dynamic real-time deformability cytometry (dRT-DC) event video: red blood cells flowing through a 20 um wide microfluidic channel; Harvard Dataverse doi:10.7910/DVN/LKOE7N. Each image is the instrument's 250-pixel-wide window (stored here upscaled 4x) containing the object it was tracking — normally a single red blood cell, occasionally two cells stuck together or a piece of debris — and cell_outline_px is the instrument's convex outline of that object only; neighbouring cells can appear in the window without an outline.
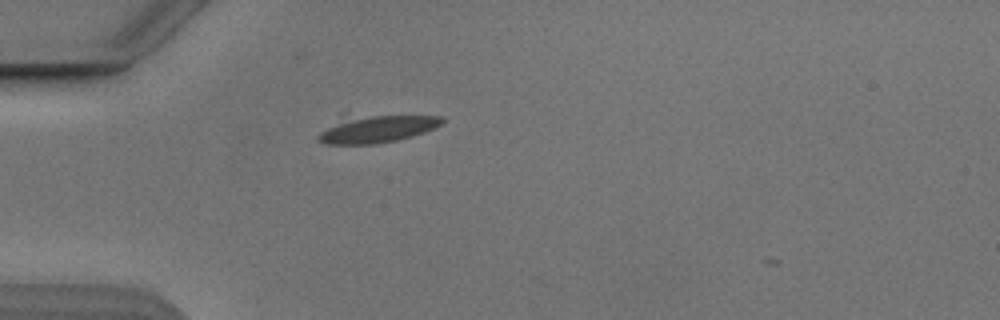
{"species": "Egyptian fruit bat (a non-hibernating species)", "species_latin": "Rousettus aegyptiacus", "temperature_condition": "cold", "stored_images_in_passage": 5, "camera_frame_rate_fps": 3000, "um_per_image_px": 0.085, "animal": {"sex": "male"}, "frame": {"image": 1, "passage_image": 4, "time_ms": 1.0, "image_size_px": [1000, 320], "cell_outline_px": [[444, 120], [440, 124], [424, 132], [412, 136], [396, 140], [376, 144], [324, 144], [316, 140], [316, 136], [340, 112], [444, 116]], "centroid_in_image_um": [31.86, 10.87], "position_along_channel_um": 53.1, "area_um2": 21.56}}